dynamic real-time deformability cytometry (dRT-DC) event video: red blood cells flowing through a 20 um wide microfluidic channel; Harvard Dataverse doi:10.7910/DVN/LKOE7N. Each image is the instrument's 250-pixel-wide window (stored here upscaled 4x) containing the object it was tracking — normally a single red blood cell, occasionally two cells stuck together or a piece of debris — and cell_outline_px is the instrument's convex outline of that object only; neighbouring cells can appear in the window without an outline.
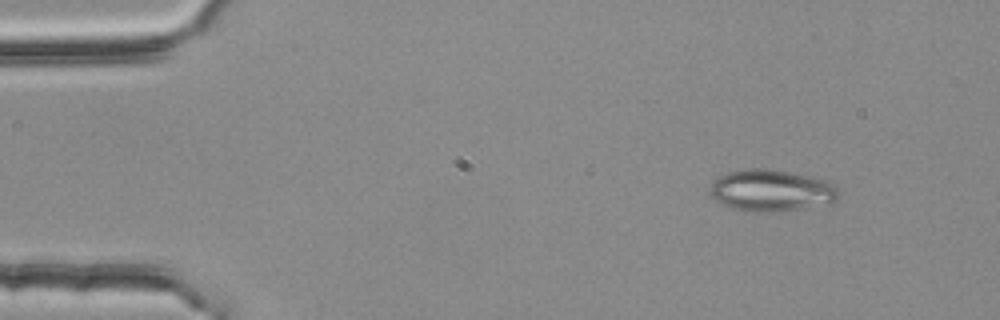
{"species": "common noctule bat (a hibernating species)", "species_latin": "Nyctalus noctula", "temperature_condition": "room temperature", "stored_images_in_passage": 32, "camera_frame_rate_fps": 3000, "um_per_image_px": 0.085, "animal": {"sex": "female", "body_mass_g": 25.1}, "frame": {"image": 1, "passage_image": 5, "time_ms": 1.333, "image_size_px": [1000, 320], "cell_outline_px": [[840, 196], [832, 204], [772, 212], [756, 212], [732, 208], [716, 200], [712, 196], [712, 184], [720, 176], [728, 172], [788, 172], [808, 176], [824, 180], [832, 184], [836, 188]], "centroid_in_image_um": [65.65, 16.26], "position_along_channel_um": 19.3, "area_um2": 29.77}}
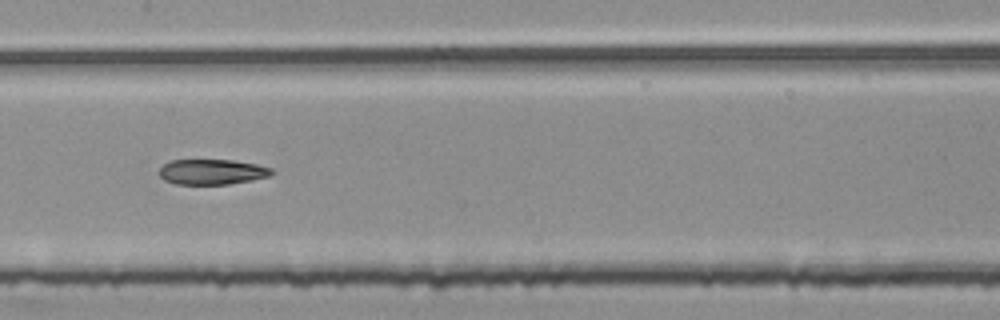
{"frame": {"image": 2, "passage_image": 26, "time_ms": 8.333, "image_size_px": [1000, 320], "cell_outline_px": [[276, 172], [268, 176], [252, 180], [228, 184], [176, 184], [164, 180], [160, 176], [160, 168], [164, 164], [172, 160], [232, 160], [256, 164], [272, 168]], "centroid_in_image_um": [18.04, 14.61], "position_along_channel_um": 189.4, "area_um2": 16.53}}
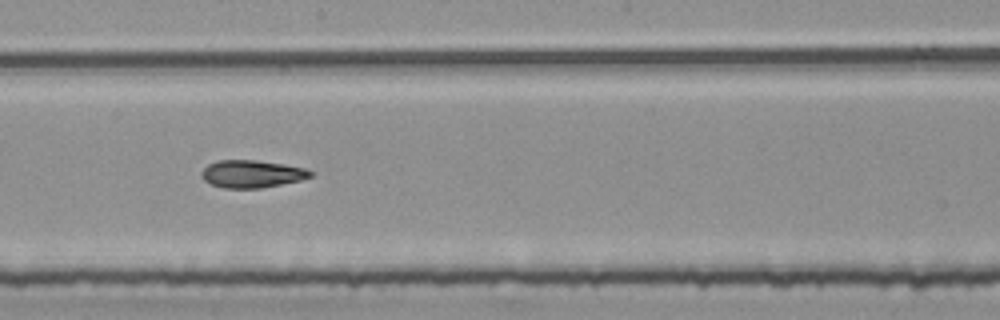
{"frame": {"image": 3, "passage_image": 29, "time_ms": 9.333, "image_size_px": [1000, 320], "cell_outline_px": [[312, 176], [300, 180], [260, 188], [224, 188], [212, 184], [204, 180], [200, 176], [200, 172], [208, 164], [216, 160], [256, 160], [284, 164], [304, 168], [312, 172]], "centroid_in_image_um": [21.36, 14.77], "position_along_channel_um": 226.8, "area_um2": 17.4}}